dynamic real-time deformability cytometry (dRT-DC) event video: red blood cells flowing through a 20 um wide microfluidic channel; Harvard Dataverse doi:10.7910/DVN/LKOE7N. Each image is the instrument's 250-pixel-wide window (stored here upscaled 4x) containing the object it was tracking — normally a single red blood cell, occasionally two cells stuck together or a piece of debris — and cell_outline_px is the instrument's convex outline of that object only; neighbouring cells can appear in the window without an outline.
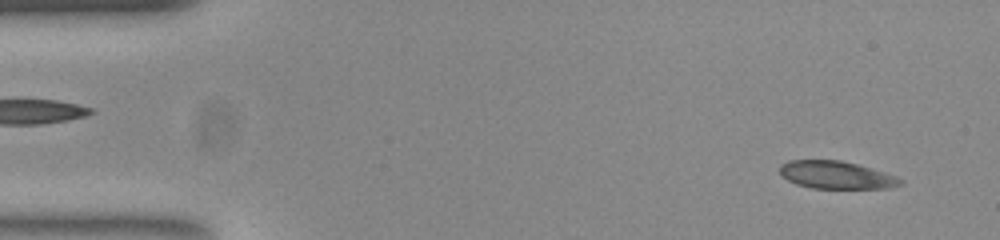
{"species": "common noctule bat (a hibernating species)", "species_latin": "Nyctalus noctula", "temperature_condition": "room temperature", "stored_images_in_passage": 52, "camera_frame_rate_fps": 3000, "um_per_image_px": 0.085, "animal": {"sex": "female", "body_mass_g": 23.0, "forearm_length_mm": 53.4}, "frame": {"image": 1, "passage_image": 3, "time_ms": 0.667, "image_size_px": [1000, 240], "cell_outline_px": [[904, 184], [892, 188], [812, 188], [796, 184], [780, 176], [780, 164], [788, 160], [840, 160], [856, 164], [884, 172], [896, 176], [904, 180]], "centroid_in_image_um": [71.08, 14.88], "position_along_channel_um": 13.9, "area_um2": 19.54}}
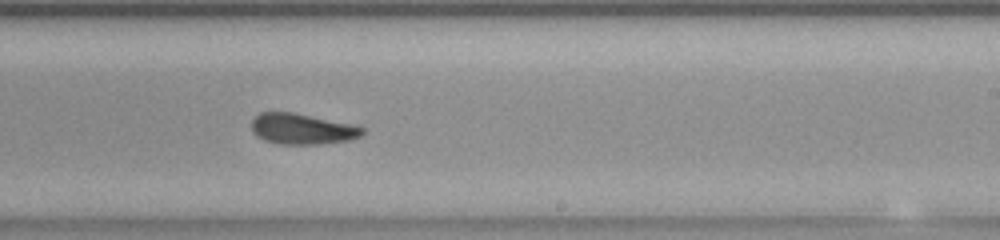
{"frame": {"image": 2, "passage_image": 31, "time_ms": 10.0, "image_size_px": [1000, 240], "cell_outline_px": [[364, 132], [360, 136], [348, 140], [316, 144], [280, 144], [264, 140], [256, 136], [252, 132], [252, 120], [260, 112], [292, 112], [352, 124], [364, 128]], "centroid_in_image_um": [25.65, 10.96], "position_along_channel_um": 263.4, "area_um2": 19.71}}
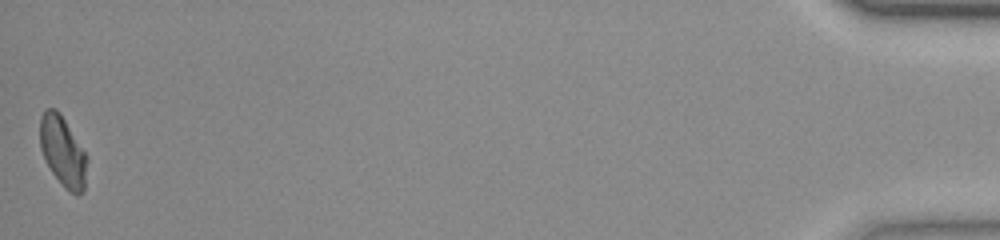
{"frame": {"image": 3, "passage_image": 52, "time_ms": 17.0, "image_size_px": [1000, 240], "cell_outline_px": [[88, 160], [84, 192], [76, 196], [64, 188], [52, 172], [40, 148], [40, 116], [48, 108], [56, 108], [60, 112], [88, 156]], "centroid_in_image_um": [5.37, 12.89], "position_along_channel_um": 429.8, "area_um2": 19.42}, "authors_computed_cell_mechanics": {"area_um2": 20.3456, "velocity_mm_per_s": 3.8234, "shape_relaxation_time_tau1_ms": 4.6141, "shape_relaxation_time_tau2_ms": 2.3708, "deformation_change_tau1": 0.148, "deformation_change_tau2": 0.0666}}